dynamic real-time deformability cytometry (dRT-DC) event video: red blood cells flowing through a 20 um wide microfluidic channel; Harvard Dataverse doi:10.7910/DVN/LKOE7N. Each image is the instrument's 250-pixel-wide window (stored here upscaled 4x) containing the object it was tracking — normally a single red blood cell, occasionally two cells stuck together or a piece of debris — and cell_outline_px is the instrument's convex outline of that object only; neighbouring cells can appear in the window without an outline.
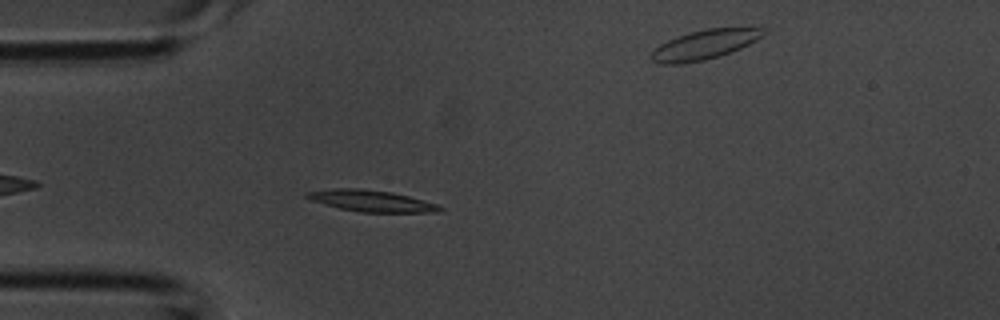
{"species": "common noctule bat (a hibernating species)", "species_latin": "Nyctalus noctula", "temperature_condition": "room temperature", "stored_images_in_passage": 3, "camera_frame_rate_fps": 3000, "um_per_image_px": 0.085, "animal": {"sex": "male", "body_mass_g": 20.1, "forearm_length_mm": 53.5}, "frame": {"image": 1, "passage_image": 2, "time_ms": 0.333, "image_size_px": [1000, 320], "cell_outline_px": [[444, 208], [440, 212], [360, 212], [340, 208], [324, 204], [312, 200], [304, 196], [304, 192], [332, 188], [360, 188], [392, 192], [440, 204]], "centroid_in_image_um": [31.58, 17.07], "position_along_channel_um": 53.4, "area_um2": 16.7}}